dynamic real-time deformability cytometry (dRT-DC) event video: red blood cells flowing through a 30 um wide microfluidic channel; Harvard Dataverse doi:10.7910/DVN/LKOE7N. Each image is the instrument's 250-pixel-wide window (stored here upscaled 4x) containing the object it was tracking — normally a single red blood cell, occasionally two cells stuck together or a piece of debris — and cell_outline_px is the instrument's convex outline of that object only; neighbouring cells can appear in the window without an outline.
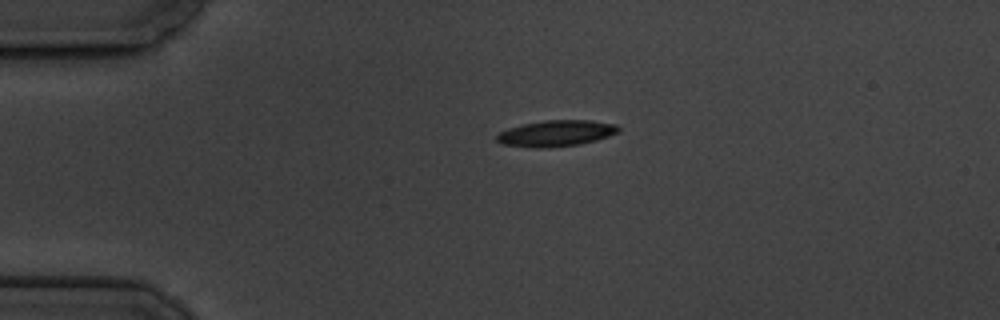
{"species": "common noctule bat (a hibernating species)", "species_latin": "Nyctalus noctula", "temperature_condition": "cold", "stored_images_in_passage": 2, "camera_frame_rate_fps": 3000, "um_per_image_px": 0.085, "animal": {"sex": "male", "body_mass_g": 19.5, "forearm_length_mm": 54.6}, "frame": {"image": 1, "passage_image": 1, "time_ms": 0.0, "image_size_px": [1000, 320], "cell_outline_px": [[620, 132], [596, 140], [580, 144], [544, 148], [536, 148], [500, 144], [496, 140], [496, 136], [500, 132], [508, 128], [524, 124], [544, 120], [592, 120], [616, 124], [620, 128]], "centroid_in_image_um": [47.28, 11.33], "position_along_channel_um": 37.7, "area_um2": 18.61}}